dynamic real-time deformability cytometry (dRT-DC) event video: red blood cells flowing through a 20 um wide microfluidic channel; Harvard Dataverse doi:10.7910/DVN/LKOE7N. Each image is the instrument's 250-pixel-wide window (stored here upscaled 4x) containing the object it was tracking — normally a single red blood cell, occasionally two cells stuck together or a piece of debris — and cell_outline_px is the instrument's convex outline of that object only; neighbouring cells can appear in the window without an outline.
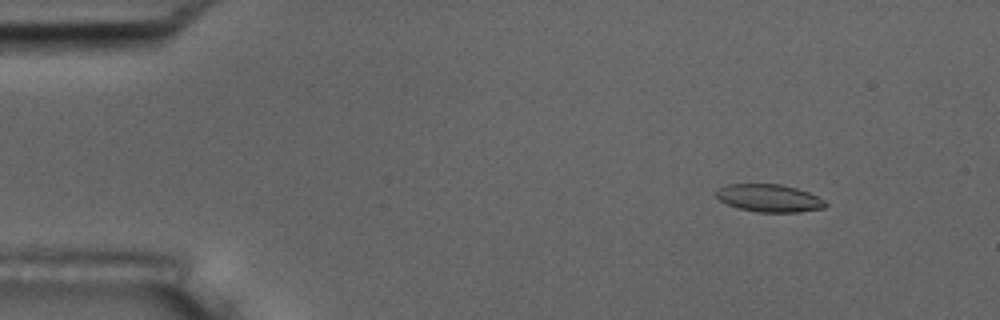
{"species": "common noctule bat (a hibernating species)", "species_latin": "Nyctalus noctula", "temperature_condition": "room temperature", "stored_images_in_passage": 54, "camera_frame_rate_fps": 3000, "um_per_image_px": 0.085, "animal": {"sex": "male", "body_mass_g": 17.5, "forearm_length_mm": 52.3}, "frame": {"image": 1, "passage_image": 6, "time_ms": 1.667, "image_size_px": [1000, 320], "cell_outline_px": [[828, 204], [824, 208], [800, 212], [760, 212], [740, 208], [728, 204], [720, 200], [716, 196], [716, 192], [720, 188], [728, 184], [780, 184], [796, 188], [808, 192], [824, 200]], "centroid_in_image_um": [65.41, 16.84], "position_along_channel_um": 19.6, "area_um2": 17.4}}
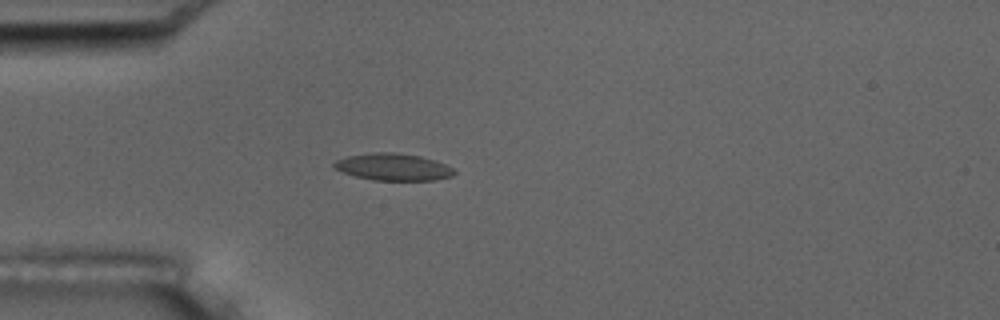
{"frame": {"image": 2, "passage_image": 15, "time_ms": 4.667, "image_size_px": [1000, 320], "cell_outline_px": [[456, 172], [452, 176], [432, 180], [372, 180], [356, 176], [344, 172], [336, 168], [332, 164], [336, 160], [348, 156], [372, 152], [392, 152], [420, 156], [436, 160], [452, 168]], "centroid_in_image_um": [33.43, 14.19], "position_along_channel_um": 51.6, "area_um2": 18.73}}
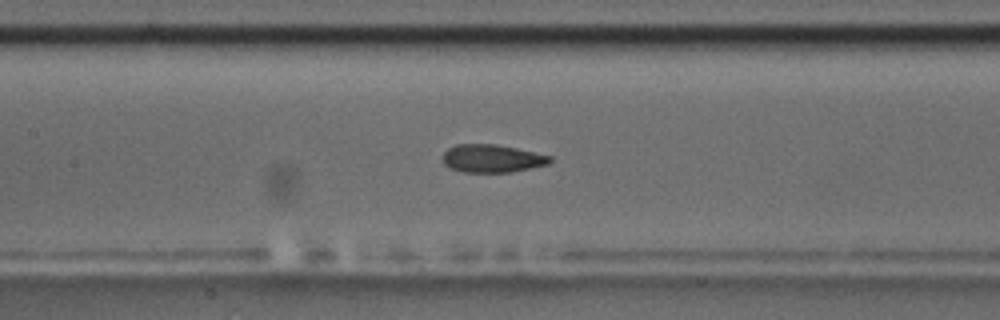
{"frame": {"image": 3, "passage_image": 25, "time_ms": 8.0, "image_size_px": [1000, 320], "cell_outline_px": [[552, 160], [548, 164], [512, 172], [464, 172], [452, 168], [444, 164], [440, 156], [448, 148], [456, 144], [496, 144], [516, 148], [552, 156]], "centroid_in_image_um": [41.8, 13.46], "position_along_channel_um": 165.6, "area_um2": 17.51}, "authors_computed_cell_mechanics": {"area_um2": 18.1203, "velocity_mm_per_s": 3.705, "shape_relaxation_time_tau1_ms": null, "shape_relaxation_time_tau2_ms": 1.688, "deformation_change_tau1": null, "deformation_change_tau2": 0.067}}